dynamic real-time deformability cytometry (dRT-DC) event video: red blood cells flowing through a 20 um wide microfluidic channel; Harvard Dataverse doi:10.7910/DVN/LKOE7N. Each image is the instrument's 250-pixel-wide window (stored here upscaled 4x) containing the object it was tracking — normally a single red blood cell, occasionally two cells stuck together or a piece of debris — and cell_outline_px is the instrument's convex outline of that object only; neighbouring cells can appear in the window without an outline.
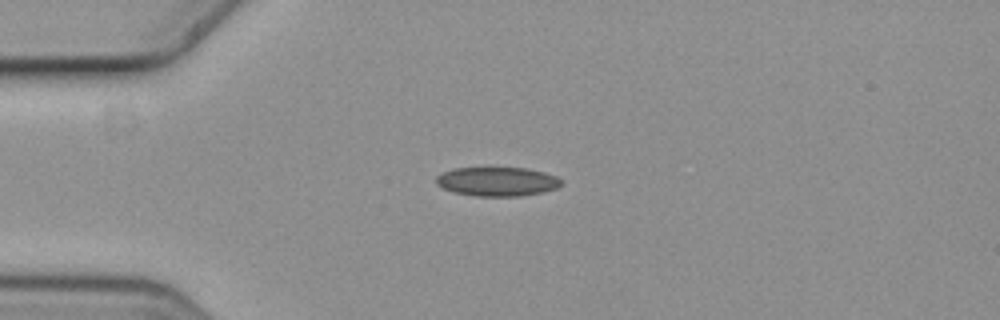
{"species": "common noctule bat (a hibernating species)", "species_latin": "Nyctalus noctula", "temperature_condition": "cold", "stored_images_in_passage": 8, "camera_frame_rate_fps": 3000, "um_per_image_px": 0.085, "animal": {"sex": "female", "body_mass_g": 19.3, "forearm_length_mm": 54.1}, "frame": {"image": 1, "passage_image": 3, "time_ms": 0.667, "image_size_px": [1000, 320], "cell_outline_px": [[560, 184], [556, 188], [544, 192], [520, 196], [476, 196], [456, 192], [444, 188], [436, 184], [436, 176], [452, 168], [528, 168], [544, 172], [556, 176], [560, 180]], "centroid_in_image_um": [42.26, 15.43], "position_along_channel_um": 42.7, "area_um2": 21.04}}
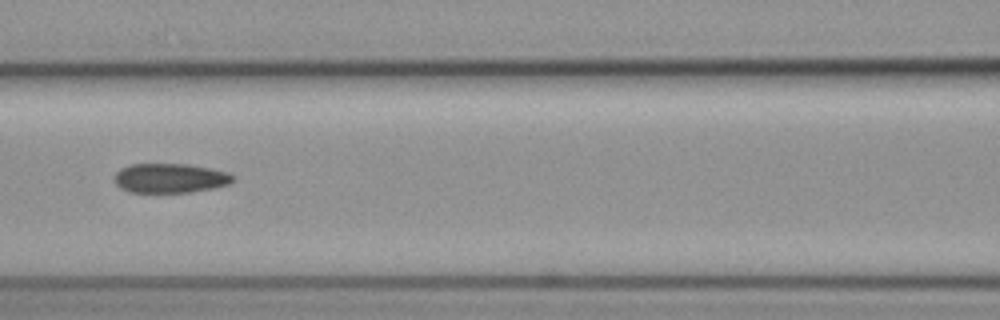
{"frame": {"image": 2, "passage_image": 6, "time_ms": 1.667, "image_size_px": [1000, 320], "cell_outline_px": [[236, 180], [232, 184], [216, 188], [192, 192], [128, 192], [120, 188], [116, 184], [112, 176], [120, 168], [128, 164], [188, 164], [212, 168], [228, 172], [236, 176]], "centroid_in_image_um": [14.5, 15.14], "position_along_channel_um": 152.1, "area_um2": 20.92}}
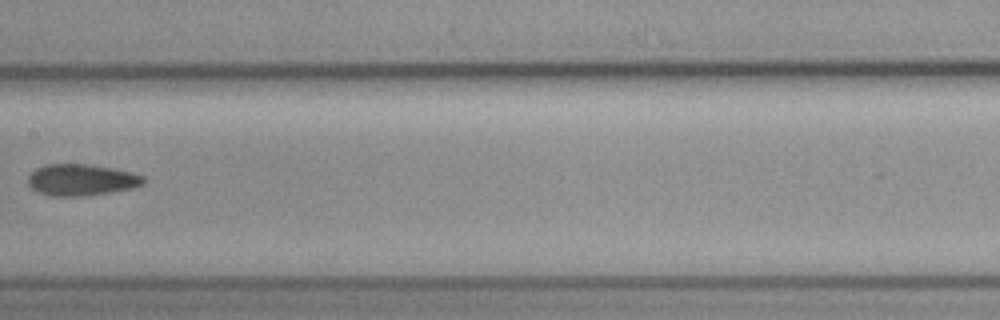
{"frame": {"image": 3, "passage_image": 7, "time_ms": 2.0, "image_size_px": [1000, 320], "cell_outline_px": [[144, 184], [132, 188], [88, 196], [52, 196], [40, 192], [32, 188], [28, 184], [28, 176], [36, 168], [44, 164], [88, 164], [112, 168], [132, 172], [144, 176]], "centroid_in_image_um": [6.92, 15.28], "position_along_channel_um": 200.5, "area_um2": 21.21}}